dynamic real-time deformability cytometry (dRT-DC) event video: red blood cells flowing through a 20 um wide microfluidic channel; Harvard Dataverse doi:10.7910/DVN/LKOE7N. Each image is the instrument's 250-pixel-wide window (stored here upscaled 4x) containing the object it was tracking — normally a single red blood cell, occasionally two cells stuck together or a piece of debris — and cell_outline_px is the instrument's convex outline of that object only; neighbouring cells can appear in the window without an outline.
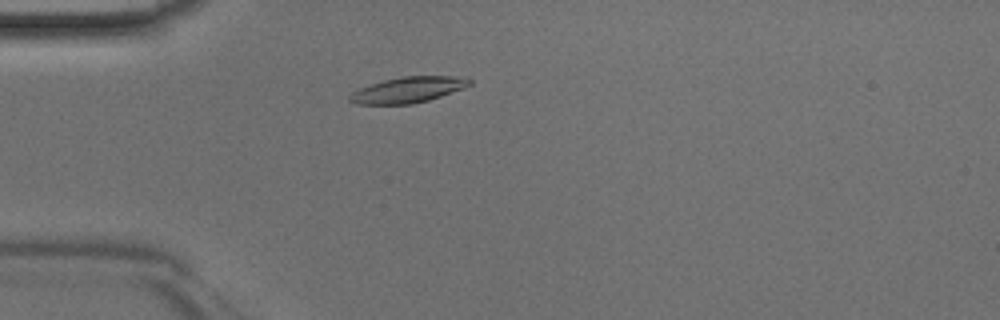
{"species": "Egyptian fruit bat (a non-hibernating species)", "species_latin": "Rousettus aegyptiacus", "temperature_condition": "room temperature", "stored_images_in_passage": 42, "camera_frame_rate_fps": 3000, "um_per_image_px": 0.085, "animal": {"sex": "male"}, "frame": {"image": 1, "passage_image": 9, "time_ms": 2.667, "image_size_px": [1000, 320], "cell_outline_px": [[472, 84], [464, 88], [428, 100], [412, 104], [356, 104], [348, 100], [348, 96], [352, 92], [360, 88], [384, 80], [404, 76], [460, 76], [472, 80]], "centroid_in_image_um": [34.69, 7.63], "position_along_channel_um": 50.3, "area_um2": 17.92}}
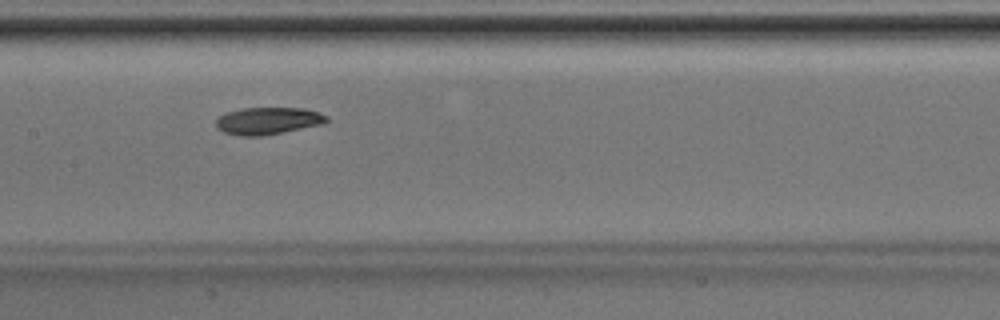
{"frame": {"image": 2, "passage_image": 19, "time_ms": 6.0, "image_size_px": [1000, 320], "cell_outline_px": [[328, 120], [324, 124], [260, 136], [240, 136], [224, 132], [216, 128], [216, 120], [224, 112], [240, 108], [304, 108], [328, 116]], "centroid_in_image_um": [22.74, 10.26], "position_along_channel_um": 184.7, "area_um2": 17.51}}
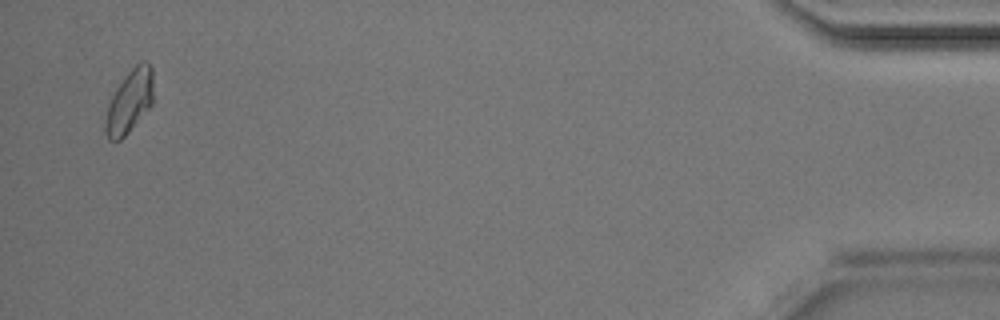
{"frame": {"image": 3, "passage_image": 41, "time_ms": 13.333, "image_size_px": [1000, 320], "cell_outline_px": [[152, 104], [128, 132], [120, 140], [108, 140], [104, 132], [104, 124], [108, 108], [112, 96], [116, 88], [128, 72], [140, 60], [148, 60], [152, 68]], "centroid_in_image_um": [11.0, 8.6], "position_along_channel_um": 424.2, "area_um2": 17.46}}